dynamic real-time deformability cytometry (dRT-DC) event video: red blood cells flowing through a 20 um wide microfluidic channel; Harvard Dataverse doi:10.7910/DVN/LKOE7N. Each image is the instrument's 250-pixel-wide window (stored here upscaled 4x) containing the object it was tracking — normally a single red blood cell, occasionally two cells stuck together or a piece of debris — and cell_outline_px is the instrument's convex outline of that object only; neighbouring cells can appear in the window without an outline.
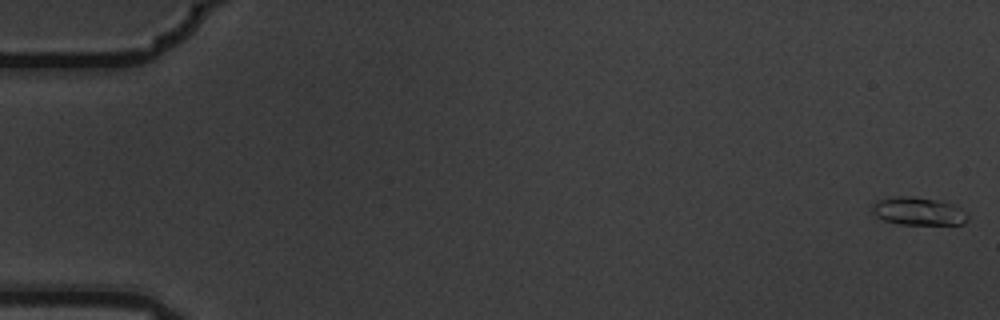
{"species": "common noctule bat (a hibernating species)", "species_latin": "Nyctalus noctula", "temperature_condition": "warm", "stored_images_in_passage": 5, "camera_frame_rate_fps": 3000, "um_per_image_px": 0.085, "animal": {"sex": "male", "body_mass_g": 19.5, "forearm_length_mm": 54.6}, "frame": {"image": 1, "passage_image": 1, "time_ms": 0.0, "image_size_px": [1000, 320], "cell_outline_px": [[968, 220], [964, 224], [900, 224], [884, 220], [876, 216], [872, 212], [872, 204], [876, 200], [896, 196], [912, 196], [936, 200], [956, 204], [968, 212]], "centroid_in_image_um": [78.09, 17.94], "position_along_channel_um": 6.9, "area_um2": 15.78}}